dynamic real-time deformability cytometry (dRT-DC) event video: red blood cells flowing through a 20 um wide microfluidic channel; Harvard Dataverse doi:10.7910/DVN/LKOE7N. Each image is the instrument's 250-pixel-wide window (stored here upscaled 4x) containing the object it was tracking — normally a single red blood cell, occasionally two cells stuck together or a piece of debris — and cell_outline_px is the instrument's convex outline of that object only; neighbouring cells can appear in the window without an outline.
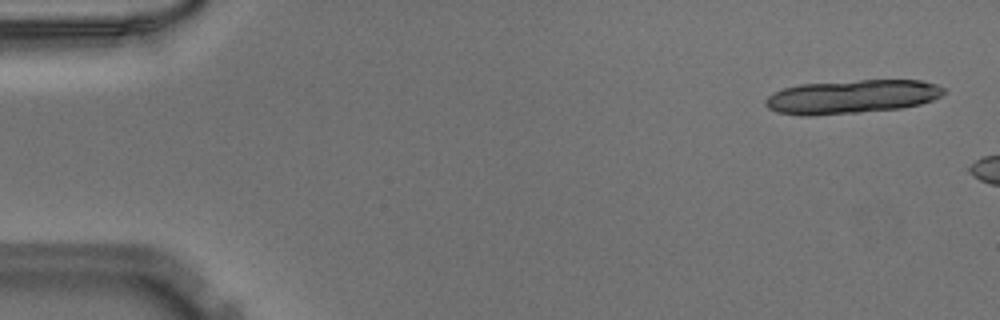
{"species": "Egyptian fruit bat (a non-hibernating species)", "species_latin": "Rousettus aegyptiacus", "temperature_condition": "warm", "stored_images_in_passage": 6, "camera_frame_rate_fps": 3000, "um_per_image_px": 0.085, "animal": {"sex": "male"}, "frame": {"image": 1, "passage_image": 2, "time_ms": 0.333, "image_size_px": [1000, 320], "cell_outline_px": [[944, 92], [940, 96], [932, 100], [920, 104], [900, 108], [860, 112], [812, 116], [800, 116], [776, 112], [768, 108], [764, 104], [764, 100], [772, 92], [784, 88], [800, 84], [860, 80], [920, 80], [936, 84], [944, 88]], "centroid_in_image_um": [72.34, 8.22], "position_along_channel_um": 12.7, "area_um2": 35.14}}